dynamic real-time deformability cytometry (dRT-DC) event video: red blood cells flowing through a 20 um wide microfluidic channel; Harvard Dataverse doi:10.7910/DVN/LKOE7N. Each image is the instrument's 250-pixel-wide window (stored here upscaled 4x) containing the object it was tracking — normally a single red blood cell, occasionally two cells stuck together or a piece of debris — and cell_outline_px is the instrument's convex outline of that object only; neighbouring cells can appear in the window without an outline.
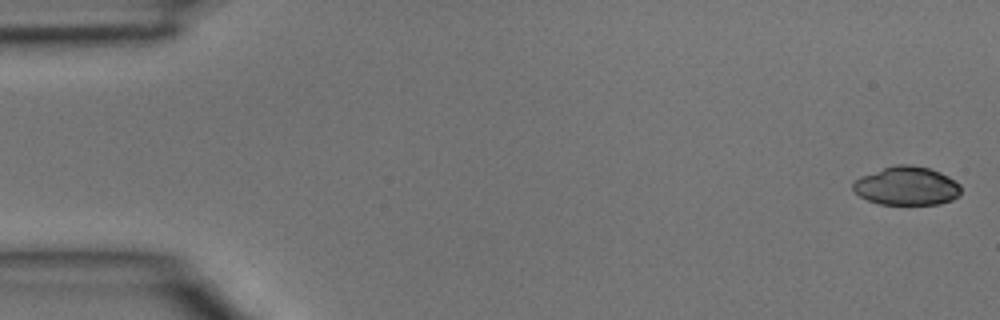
{"species": "common noctule bat (a hibernating species)", "species_latin": "Nyctalus noctula", "temperature_condition": "room temperature", "stored_images_in_passage": 45, "camera_frame_rate_fps": 3000, "um_per_image_px": 0.085, "animal": {"sex": "male", "body_mass_g": 15.6}, "frame": {"image": 1, "passage_image": 1, "time_ms": 0.0, "image_size_px": [1000, 320], "cell_outline_px": [[960, 196], [952, 200], [936, 204], [880, 204], [868, 200], [860, 196], [852, 188], [852, 184], [860, 176], [896, 164], [912, 164], [928, 168], [940, 172], [948, 176], [960, 184]], "centroid_in_image_um": [77.08, 15.8], "position_along_channel_um": 7.9, "area_um2": 24.22}}
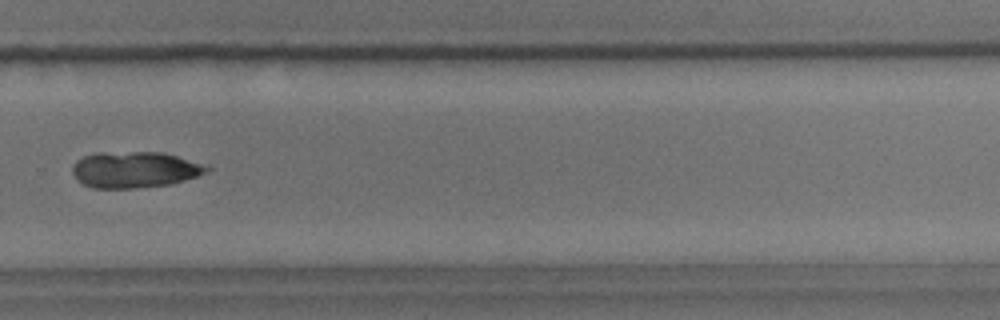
{"frame": {"image": 2, "passage_image": 31, "time_ms": 10.0, "image_size_px": [1000, 320], "cell_outline_px": [[212, 168], [208, 172], [172, 184], [132, 188], [92, 188], [76, 180], [72, 172], [72, 164], [76, 160], [84, 156], [96, 152], [160, 152], [208, 164]], "centroid_in_image_um": [11.45, 14.41], "position_along_channel_um": 318.3, "area_um2": 28.61}}
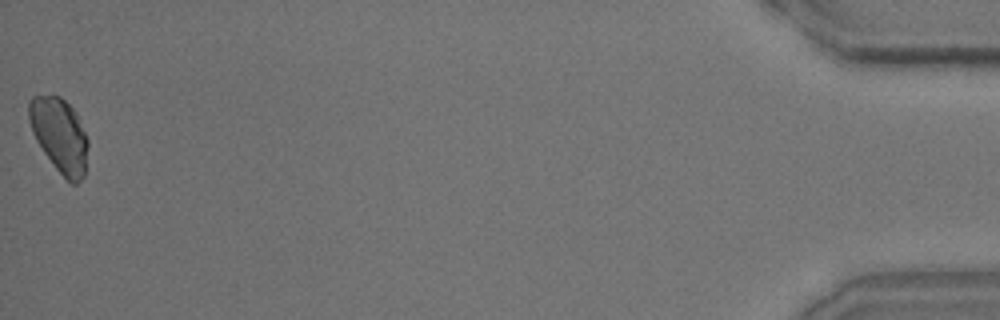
{"frame": {"image": 3, "passage_image": 45, "time_ms": 14.667, "image_size_px": [1000, 320], "cell_outline_px": [[88, 144], [84, 176], [76, 184], [72, 184], [56, 168], [44, 152], [36, 140], [32, 132], [28, 116], [28, 100], [32, 96], [60, 96], [76, 112], [88, 140]], "centroid_in_image_um": [5.05, 11.47], "position_along_channel_um": 430.1, "area_um2": 25.32}}